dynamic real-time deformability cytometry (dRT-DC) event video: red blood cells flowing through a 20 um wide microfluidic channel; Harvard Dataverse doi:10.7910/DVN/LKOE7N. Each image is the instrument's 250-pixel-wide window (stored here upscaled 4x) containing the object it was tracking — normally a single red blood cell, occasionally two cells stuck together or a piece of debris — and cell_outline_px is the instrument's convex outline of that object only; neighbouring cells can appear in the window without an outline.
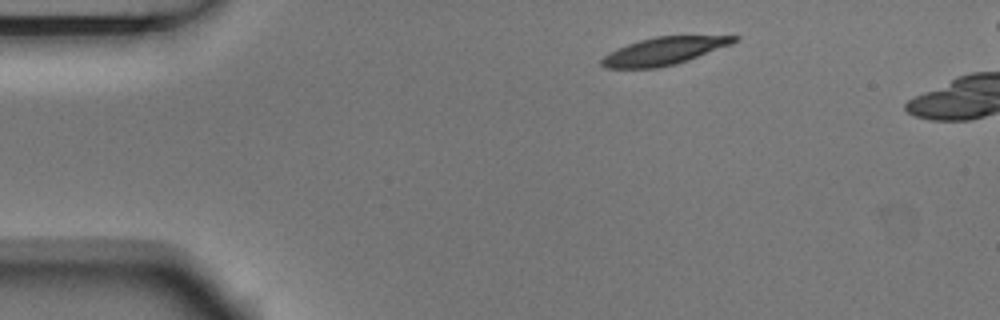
{"species": "Egyptian fruit bat (a non-hibernating species)", "species_latin": "Rousettus aegyptiacus", "temperature_condition": "room temperature", "stored_images_in_passage": 4, "camera_frame_rate_fps": 3000, "um_per_image_px": 0.085, "animal": {"sex": "male"}, "frame": {"image": 1, "passage_image": 1, "time_ms": 0.0, "image_size_px": [1000, 320], "cell_outline_px": [[740, 40], [732, 44], [688, 60], [676, 64], [656, 68], [608, 68], [600, 64], [600, 60], [608, 52], [628, 44], [640, 40], [656, 36], [740, 36]], "centroid_in_image_um": [56.44, 4.34], "position_along_channel_um": 28.6, "area_um2": 21.21}}
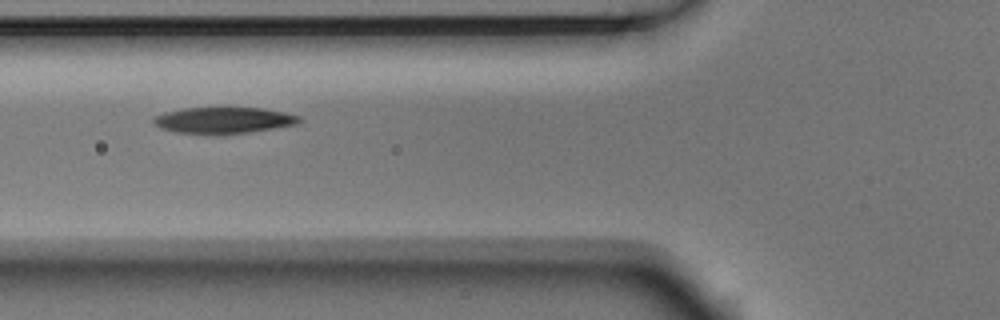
{"frame": {"image": 2, "passage_image": 4, "time_ms": 1.0, "image_size_px": [1000, 320], "cell_outline_px": [[300, 124], [276, 128], [248, 132], [176, 132], [160, 128], [152, 120], [156, 116], [164, 112], [184, 108], [264, 108], [284, 112], [300, 116]], "centroid_in_image_um": [19.06, 10.19], "position_along_channel_um": 106.7, "area_um2": 21.62}}